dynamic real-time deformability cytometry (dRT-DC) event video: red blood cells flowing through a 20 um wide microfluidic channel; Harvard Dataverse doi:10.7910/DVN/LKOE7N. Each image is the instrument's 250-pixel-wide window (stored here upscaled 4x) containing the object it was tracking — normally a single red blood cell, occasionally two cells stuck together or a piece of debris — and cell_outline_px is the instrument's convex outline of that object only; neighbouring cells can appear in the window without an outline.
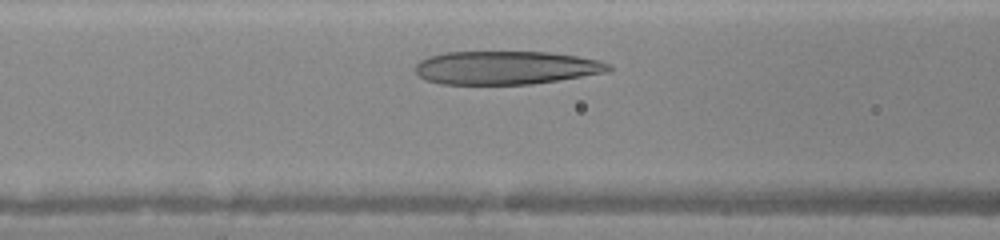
{"species": "human", "species_latin": "Homo sapiens", "temperature_condition": "warm", "stored_images_in_passage": 24, "camera_frame_rate_fps": 3000, "um_per_image_px": 0.085, "donor": {"sex": "female"}, "frame": {"image": 1, "passage_image": 6, "time_ms": 1.667, "image_size_px": [1000, 240], "cell_outline_px": [[612, 68], [608, 72], [532, 84], [440, 84], [424, 80], [416, 72], [416, 64], [420, 60], [428, 56], [444, 52], [548, 52], [576, 56], [600, 60], [612, 64]], "centroid_in_image_um": [43.01, 5.75], "position_along_channel_um": 123.6, "area_um2": 37.74}}
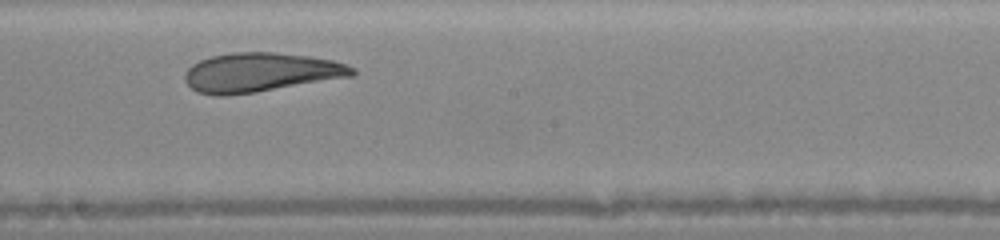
{"frame": {"image": 2, "passage_image": 13, "time_ms": 4.0, "image_size_px": [1000, 240], "cell_outline_px": [[356, 76], [256, 92], [224, 96], [216, 96], [196, 92], [184, 80], [184, 72], [192, 64], [200, 60], [212, 56], [232, 52], [276, 52], [308, 56], [332, 60], [348, 64], [356, 68]], "centroid_in_image_um": [22.17, 6.15], "position_along_channel_um": 226.0, "area_um2": 38.61}}
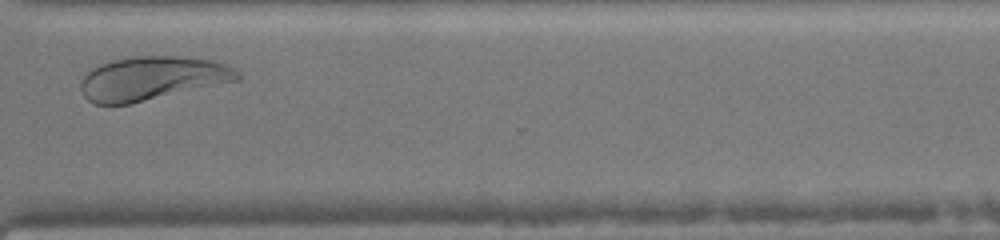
{"frame": {"image": 3, "passage_image": 22, "time_ms": 7.0, "image_size_px": [1000, 240], "cell_outline_px": [[240, 80], [128, 104], [92, 104], [84, 96], [80, 88], [80, 80], [92, 68], [116, 60], [132, 56], [176, 56], [212, 60], [224, 64], [232, 68], [240, 76]], "centroid_in_image_um": [12.9, 6.66], "position_along_channel_um": 357.7, "area_um2": 39.48}}